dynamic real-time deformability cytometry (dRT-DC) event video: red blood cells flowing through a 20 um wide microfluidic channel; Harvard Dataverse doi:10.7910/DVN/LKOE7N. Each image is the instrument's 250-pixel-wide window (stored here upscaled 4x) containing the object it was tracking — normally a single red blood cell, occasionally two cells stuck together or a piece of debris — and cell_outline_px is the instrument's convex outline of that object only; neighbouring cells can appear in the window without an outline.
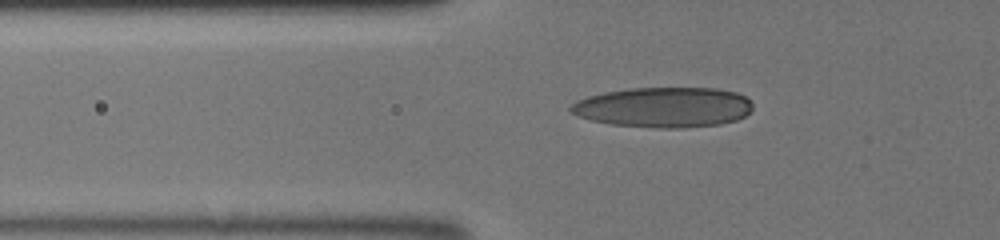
{"species": "human", "species_latin": "Homo sapiens", "temperature_condition": "room temperature", "stored_images_in_passage": 32, "camera_frame_rate_fps": 3000, "um_per_image_px": 0.085, "donor": {"sex": "male"}, "frame": {"image": 1, "passage_image": 5, "time_ms": 1.333, "image_size_px": [1000, 240], "cell_outline_px": [[752, 108], [744, 116], [736, 120], [720, 124], [680, 128], [656, 128], [612, 124], [592, 120], [580, 116], [572, 112], [568, 108], [576, 100], [588, 96], [604, 92], [632, 88], [716, 88], [736, 92], [752, 100]], "centroid_in_image_um": [56.43, 9.11], "position_along_channel_um": 69.4, "area_um2": 42.6}}
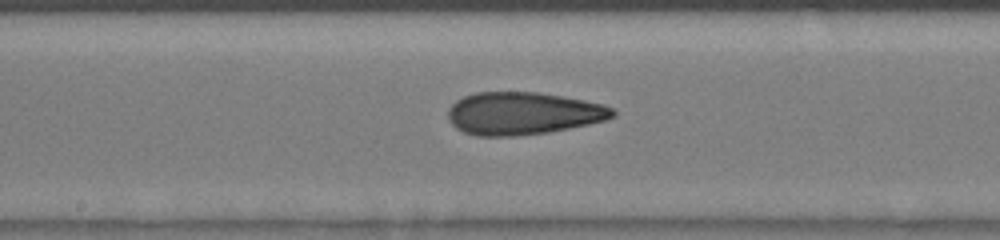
{"frame": {"image": 2, "passage_image": 14, "time_ms": 4.333, "image_size_px": [1000, 240], "cell_outline_px": [[616, 116], [604, 120], [588, 124], [548, 132], [516, 136], [476, 136], [464, 132], [456, 128], [448, 120], [448, 108], [456, 100], [464, 96], [476, 92], [536, 92], [584, 100], [604, 104], [616, 108]], "centroid_in_image_um": [44.45, 9.64], "position_along_channel_um": 203.7, "area_um2": 40.98}}
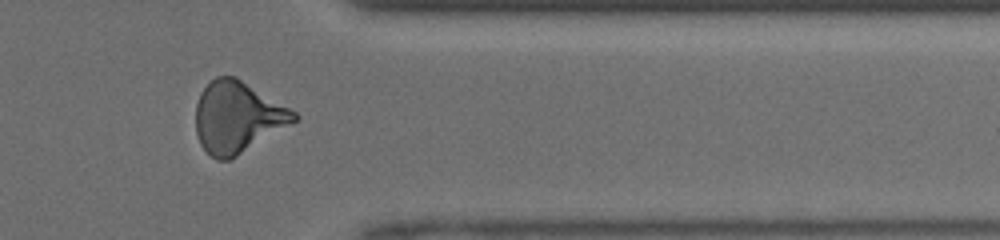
{"frame": {"image": 3, "passage_image": 26, "time_ms": 8.333, "image_size_px": [1000, 240], "cell_outline_px": [[300, 116], [296, 120], [236, 156], [228, 160], [216, 160], [200, 144], [196, 132], [196, 104], [200, 92], [216, 76], [236, 76], [296, 112]], "centroid_in_image_um": [20.15, 9.94], "position_along_channel_um": 391.2, "area_um2": 40.23}}